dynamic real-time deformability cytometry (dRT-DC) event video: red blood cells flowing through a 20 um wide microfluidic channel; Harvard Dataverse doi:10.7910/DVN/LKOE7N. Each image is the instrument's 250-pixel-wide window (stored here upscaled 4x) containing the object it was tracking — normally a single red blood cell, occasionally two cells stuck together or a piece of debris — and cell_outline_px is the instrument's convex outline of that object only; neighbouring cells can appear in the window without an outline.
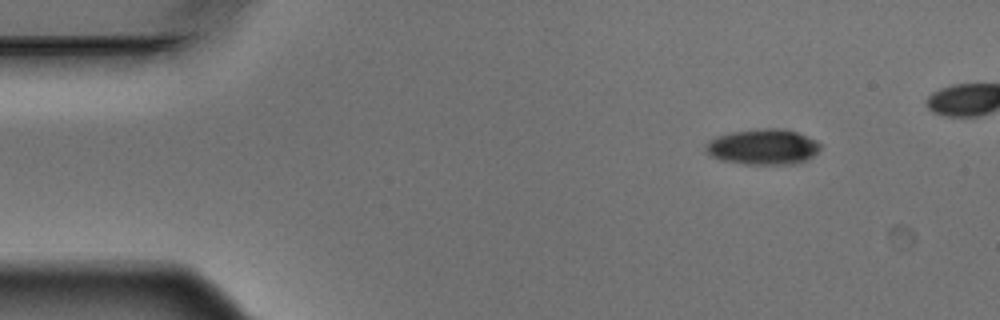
{"species": "Egyptian fruit bat (a non-hibernating species)", "species_latin": "Rousettus aegyptiacus", "temperature_condition": "warm", "stored_images_in_passage": 4, "camera_frame_rate_fps": 3000, "um_per_image_px": 0.085, "animal": {"sex": "male"}, "frame": {"image": 1, "passage_image": 1, "time_ms": 0.0, "image_size_px": [1000, 320], "cell_outline_px": [[820, 148], [808, 160], [796, 164], [744, 164], [720, 160], [712, 156], [704, 148], [704, 144], [708, 140], [716, 136], [732, 132], [764, 128], [784, 128], [796, 132], [816, 140], [820, 144]], "centroid_in_image_um": [64.84, 12.48], "position_along_channel_um": 20.2, "area_um2": 23.87}}